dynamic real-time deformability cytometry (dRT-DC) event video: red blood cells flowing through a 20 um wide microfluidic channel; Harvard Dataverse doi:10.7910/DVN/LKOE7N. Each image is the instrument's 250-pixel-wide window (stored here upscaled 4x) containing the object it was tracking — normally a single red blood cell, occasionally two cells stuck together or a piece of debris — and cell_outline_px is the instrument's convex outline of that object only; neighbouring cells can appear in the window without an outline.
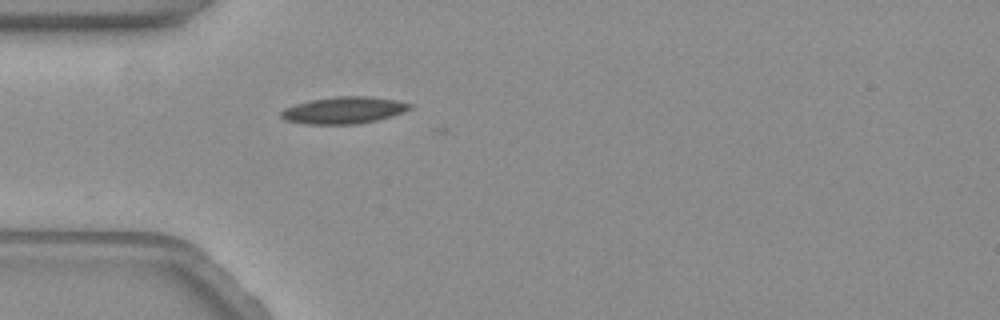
{"species": "common noctule bat (a hibernating species)", "species_latin": "Nyctalus noctula", "temperature_condition": "warm", "stored_images_in_passage": 6, "camera_frame_rate_fps": 3000, "um_per_image_px": 0.085, "animal": {"sex": "female", "body_mass_g": 19.3, "forearm_length_mm": 54.1}, "frame": {"image": 1, "passage_image": 1, "time_ms": 0.0, "image_size_px": [1000, 320], "cell_outline_px": [[412, 108], [404, 112], [392, 116], [376, 120], [356, 124], [304, 124], [284, 120], [280, 116], [280, 112], [284, 108], [296, 104], [312, 100], [336, 96], [368, 96], [396, 100], [412, 104]], "centroid_in_image_um": [29.22, 9.37], "position_along_channel_um": 55.8, "area_um2": 20.17}}
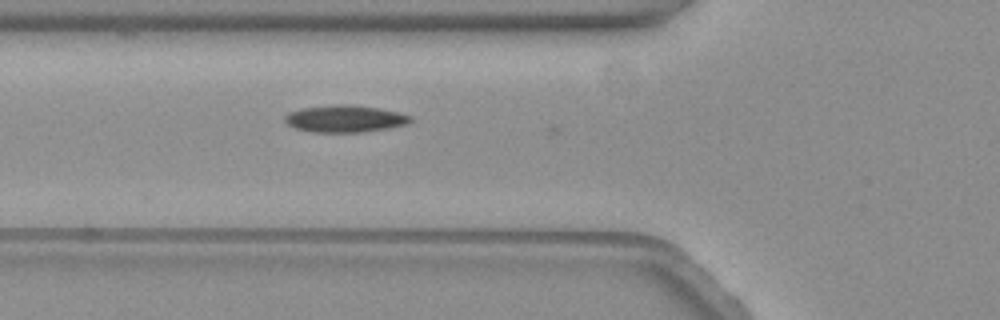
{"frame": {"image": 2, "passage_image": 5, "time_ms": 1.333, "image_size_px": [1000, 320], "cell_outline_px": [[412, 120], [408, 124], [388, 128], [364, 132], [316, 132], [296, 128], [288, 124], [284, 120], [284, 116], [288, 112], [300, 108], [336, 104], [348, 104], [380, 108], [400, 112], [412, 116]], "centroid_in_image_um": [29.34, 10.08], "position_along_channel_um": 96.5, "area_um2": 19.94}}